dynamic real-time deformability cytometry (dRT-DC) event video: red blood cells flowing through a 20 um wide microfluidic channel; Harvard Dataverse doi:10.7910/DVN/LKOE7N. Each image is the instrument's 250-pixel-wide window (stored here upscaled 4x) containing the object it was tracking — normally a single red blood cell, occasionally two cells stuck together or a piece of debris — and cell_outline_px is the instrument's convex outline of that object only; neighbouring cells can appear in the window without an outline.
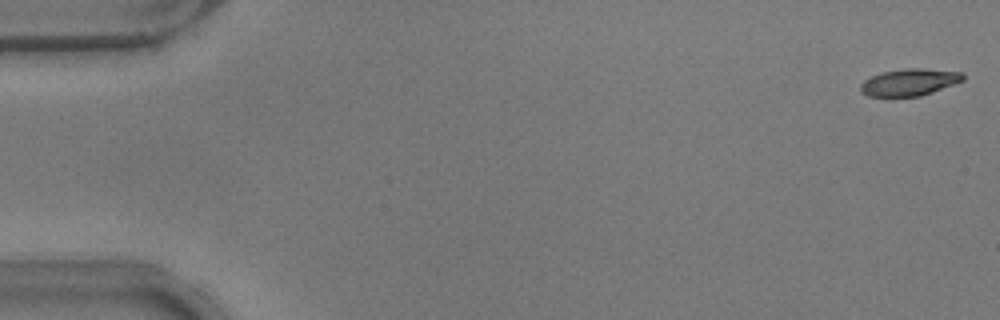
{"species": "common noctule bat (a hibernating species)", "species_latin": "Nyctalus noctula", "temperature_condition": "warm", "stored_images_in_passage": 12, "camera_frame_rate_fps": 3000, "um_per_image_px": 0.085, "animal": {"sex": "male", "body_mass_g": 17.9}, "frame": {"image": 1, "passage_image": 1, "time_ms": 0.0, "image_size_px": [1000, 320], "cell_outline_px": [[964, 80], [920, 96], [868, 96], [860, 92], [860, 84], [864, 80], [880, 72], [904, 68], [924, 68], [964, 72]], "centroid_in_image_um": [77.28, 6.97], "position_along_channel_um": 7.7, "area_um2": 16.13}}